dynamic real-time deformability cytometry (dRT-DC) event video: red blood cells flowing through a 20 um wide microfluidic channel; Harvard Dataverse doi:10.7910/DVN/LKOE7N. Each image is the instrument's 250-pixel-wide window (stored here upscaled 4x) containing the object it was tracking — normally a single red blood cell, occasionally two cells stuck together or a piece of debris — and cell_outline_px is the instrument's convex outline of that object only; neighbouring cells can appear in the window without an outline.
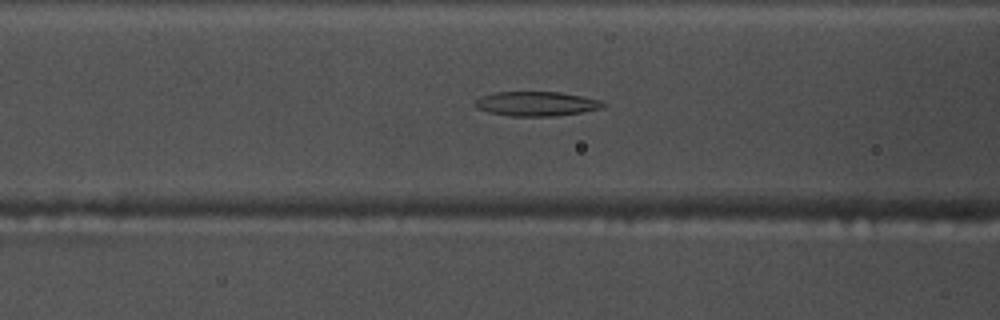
{"species": "common noctule bat (a hibernating species)", "species_latin": "Nyctalus noctula", "temperature_condition": "warm", "stored_images_in_passage": 41, "camera_frame_rate_fps": 3000, "um_per_image_px": 0.085, "animal": {"sex": "male", "body_mass_g": 17.5, "forearm_length_mm": 52.3}, "frame": {"image": 1, "passage_image": 13, "time_ms": 4.0, "image_size_px": [1000, 320], "cell_outline_px": [[608, 104], [604, 108], [556, 116], [508, 116], [488, 112], [476, 108], [472, 104], [480, 96], [496, 92], [560, 92], [600, 100]], "centroid_in_image_um": [45.57, 8.82], "position_along_channel_um": 121.0, "area_um2": 18.38}}
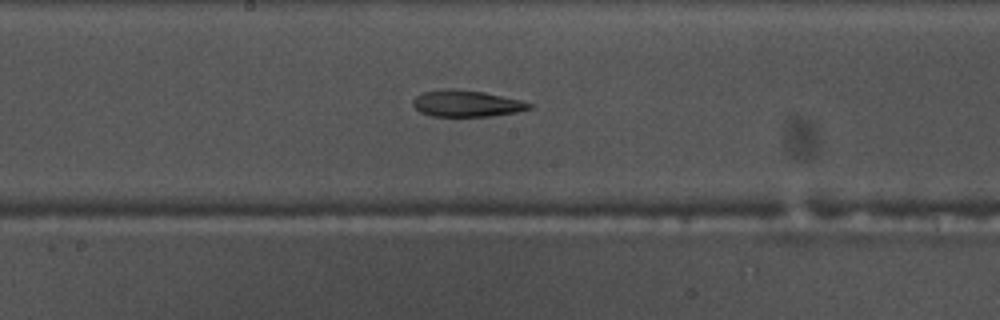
{"frame": {"image": 2, "passage_image": 20, "time_ms": 6.333, "image_size_px": [1000, 320], "cell_outline_px": [[532, 108], [516, 112], [492, 116], [432, 116], [420, 112], [412, 104], [412, 100], [416, 96], [424, 92], [448, 88], [484, 92], [520, 100], [532, 104]], "centroid_in_image_um": [39.64, 8.8], "position_along_channel_um": 208.6, "area_um2": 17.8}}
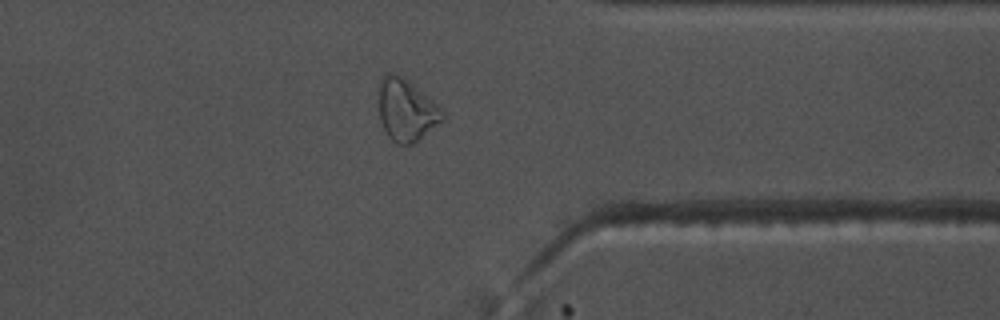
{"frame": {"image": 3, "passage_image": 34, "time_ms": 11.0, "image_size_px": [1000, 320], "cell_outline_px": [[444, 120], [412, 144], [396, 144], [388, 136], [380, 120], [380, 80], [388, 72], [396, 72], [408, 80], [432, 100], [444, 112]], "centroid_in_image_um": [34.54, 9.35], "position_along_channel_um": 376.9, "area_um2": 22.72}}